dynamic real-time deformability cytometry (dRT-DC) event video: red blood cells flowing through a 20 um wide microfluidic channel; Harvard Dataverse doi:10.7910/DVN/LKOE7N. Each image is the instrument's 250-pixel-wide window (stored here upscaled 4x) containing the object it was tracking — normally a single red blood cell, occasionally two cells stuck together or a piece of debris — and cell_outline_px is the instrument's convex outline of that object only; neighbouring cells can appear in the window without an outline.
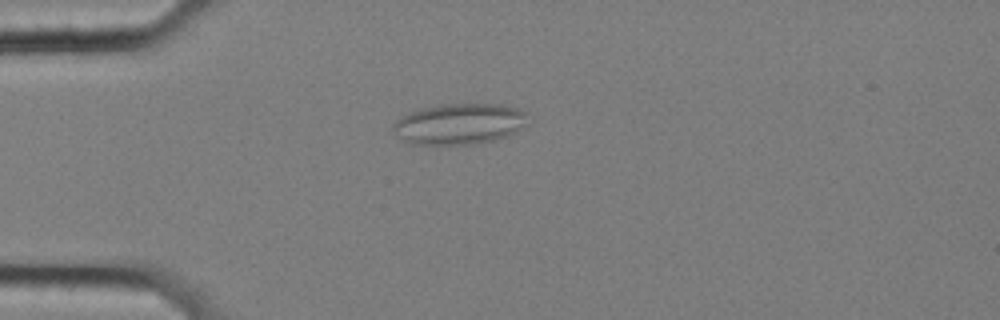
{"species": "common noctule bat (a hibernating species)", "species_latin": "Nyctalus noctula", "temperature_condition": "cold", "stored_images_in_passage": 45, "camera_frame_rate_fps": 3000, "um_per_image_px": 0.085, "animal": {"sex": "female", "body_mass_g": 25.1}, "frame": {"image": 1, "passage_image": 3, "time_ms": 0.667, "image_size_px": [1000, 320], "cell_outline_px": [[528, 124], [516, 132], [508, 136], [476, 144], [412, 144], [404, 140], [392, 128], [392, 124], [396, 120], [420, 108], [440, 104], [512, 104], [528, 112]], "centroid_in_image_um": [39.15, 10.51], "position_along_channel_um": 45.9, "area_um2": 32.43}}
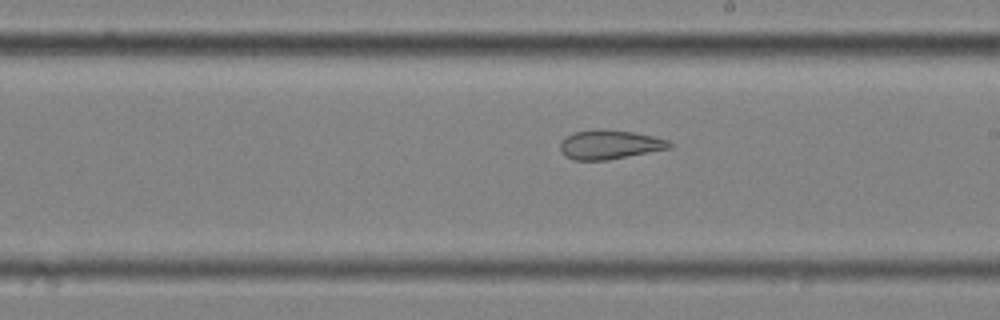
{"frame": {"image": 2, "passage_image": 21, "time_ms": 6.667, "image_size_px": [1000, 320], "cell_outline_px": [[672, 148], [608, 160], [572, 160], [564, 156], [560, 152], [560, 144], [572, 132], [596, 128], [604, 128], [632, 132], [652, 136], [668, 140], [672, 144]], "centroid_in_image_um": [51.8, 12.29], "position_along_channel_um": 237.2, "area_um2": 18.79}}
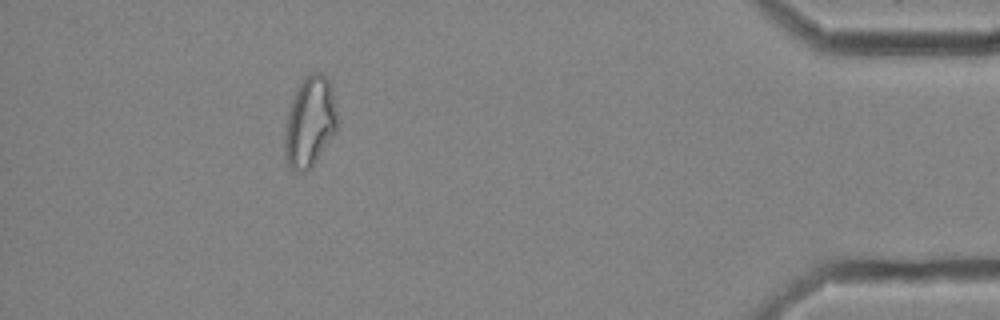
{"frame": {"image": 3, "passage_image": 40, "time_ms": 13.0, "image_size_px": [1000, 320], "cell_outline_px": [[336, 132], [312, 164], [304, 172], [300, 172], [292, 168], [288, 164], [284, 148], [284, 136], [288, 112], [292, 100], [300, 84], [312, 72], [320, 72], [328, 80], [332, 88], [336, 112]], "centroid_in_image_um": [26.33, 10.36], "position_along_channel_um": 408.9, "area_um2": 26.88}, "authors_computed_cell_mechanics": {"area_um2": 23.5246, "velocity_mm_per_s": 3.5067, "shape_relaxation_time_tau1_ms": null, "shape_relaxation_time_tau2_ms": 2.1922, "deformation_change_tau1": null, "deformation_change_tau2": 0.1039}}